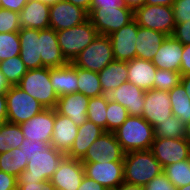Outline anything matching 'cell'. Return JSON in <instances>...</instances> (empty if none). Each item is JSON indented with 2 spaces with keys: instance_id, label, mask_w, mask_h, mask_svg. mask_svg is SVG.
I'll return each instance as SVG.
<instances>
[{
  "instance_id": "obj_28",
  "label": "cell",
  "mask_w": 190,
  "mask_h": 190,
  "mask_svg": "<svg viewBox=\"0 0 190 190\" xmlns=\"http://www.w3.org/2000/svg\"><path fill=\"white\" fill-rule=\"evenodd\" d=\"M104 132L95 123L87 120L78 128V133L74 139L70 151L66 154L69 158L81 159L87 152L90 145Z\"/></svg>"
},
{
  "instance_id": "obj_11",
  "label": "cell",
  "mask_w": 190,
  "mask_h": 190,
  "mask_svg": "<svg viewBox=\"0 0 190 190\" xmlns=\"http://www.w3.org/2000/svg\"><path fill=\"white\" fill-rule=\"evenodd\" d=\"M150 150L163 168L190 159V145L185 138H155Z\"/></svg>"
},
{
  "instance_id": "obj_41",
  "label": "cell",
  "mask_w": 190,
  "mask_h": 190,
  "mask_svg": "<svg viewBox=\"0 0 190 190\" xmlns=\"http://www.w3.org/2000/svg\"><path fill=\"white\" fill-rule=\"evenodd\" d=\"M20 28L19 13L0 8V33L17 32Z\"/></svg>"
},
{
  "instance_id": "obj_43",
  "label": "cell",
  "mask_w": 190,
  "mask_h": 190,
  "mask_svg": "<svg viewBox=\"0 0 190 190\" xmlns=\"http://www.w3.org/2000/svg\"><path fill=\"white\" fill-rule=\"evenodd\" d=\"M17 190H56L50 181L17 179Z\"/></svg>"
},
{
  "instance_id": "obj_49",
  "label": "cell",
  "mask_w": 190,
  "mask_h": 190,
  "mask_svg": "<svg viewBox=\"0 0 190 190\" xmlns=\"http://www.w3.org/2000/svg\"><path fill=\"white\" fill-rule=\"evenodd\" d=\"M99 7H126L123 0H92L90 12Z\"/></svg>"
},
{
  "instance_id": "obj_54",
  "label": "cell",
  "mask_w": 190,
  "mask_h": 190,
  "mask_svg": "<svg viewBox=\"0 0 190 190\" xmlns=\"http://www.w3.org/2000/svg\"><path fill=\"white\" fill-rule=\"evenodd\" d=\"M12 87L10 82L7 80L5 75L0 71V94H6L7 91Z\"/></svg>"
},
{
  "instance_id": "obj_22",
  "label": "cell",
  "mask_w": 190,
  "mask_h": 190,
  "mask_svg": "<svg viewBox=\"0 0 190 190\" xmlns=\"http://www.w3.org/2000/svg\"><path fill=\"white\" fill-rule=\"evenodd\" d=\"M78 128L79 126L69 117L61 115L55 110V123L50 145L66 155L73 145Z\"/></svg>"
},
{
  "instance_id": "obj_27",
  "label": "cell",
  "mask_w": 190,
  "mask_h": 190,
  "mask_svg": "<svg viewBox=\"0 0 190 190\" xmlns=\"http://www.w3.org/2000/svg\"><path fill=\"white\" fill-rule=\"evenodd\" d=\"M50 82L58 97L77 92V67L69 62L62 67L50 68Z\"/></svg>"
},
{
  "instance_id": "obj_55",
  "label": "cell",
  "mask_w": 190,
  "mask_h": 190,
  "mask_svg": "<svg viewBox=\"0 0 190 190\" xmlns=\"http://www.w3.org/2000/svg\"><path fill=\"white\" fill-rule=\"evenodd\" d=\"M66 1L71 2L75 6L85 9L88 12V14L90 13V5L92 0H66Z\"/></svg>"
},
{
  "instance_id": "obj_46",
  "label": "cell",
  "mask_w": 190,
  "mask_h": 190,
  "mask_svg": "<svg viewBox=\"0 0 190 190\" xmlns=\"http://www.w3.org/2000/svg\"><path fill=\"white\" fill-rule=\"evenodd\" d=\"M172 36L183 45L190 44V20L176 23Z\"/></svg>"
},
{
  "instance_id": "obj_36",
  "label": "cell",
  "mask_w": 190,
  "mask_h": 190,
  "mask_svg": "<svg viewBox=\"0 0 190 190\" xmlns=\"http://www.w3.org/2000/svg\"><path fill=\"white\" fill-rule=\"evenodd\" d=\"M0 71L5 75L11 85H17L28 69L20 56L17 55L1 61Z\"/></svg>"
},
{
  "instance_id": "obj_12",
  "label": "cell",
  "mask_w": 190,
  "mask_h": 190,
  "mask_svg": "<svg viewBox=\"0 0 190 190\" xmlns=\"http://www.w3.org/2000/svg\"><path fill=\"white\" fill-rule=\"evenodd\" d=\"M85 176L114 190L124 182L123 161L82 162Z\"/></svg>"
},
{
  "instance_id": "obj_5",
  "label": "cell",
  "mask_w": 190,
  "mask_h": 190,
  "mask_svg": "<svg viewBox=\"0 0 190 190\" xmlns=\"http://www.w3.org/2000/svg\"><path fill=\"white\" fill-rule=\"evenodd\" d=\"M115 60L110 37L97 35L94 40L83 49L71 62L78 68L100 72Z\"/></svg>"
},
{
  "instance_id": "obj_57",
  "label": "cell",
  "mask_w": 190,
  "mask_h": 190,
  "mask_svg": "<svg viewBox=\"0 0 190 190\" xmlns=\"http://www.w3.org/2000/svg\"><path fill=\"white\" fill-rule=\"evenodd\" d=\"M114 190H145V188L143 186L123 182Z\"/></svg>"
},
{
  "instance_id": "obj_50",
  "label": "cell",
  "mask_w": 190,
  "mask_h": 190,
  "mask_svg": "<svg viewBox=\"0 0 190 190\" xmlns=\"http://www.w3.org/2000/svg\"><path fill=\"white\" fill-rule=\"evenodd\" d=\"M28 0H0V8L20 12Z\"/></svg>"
},
{
  "instance_id": "obj_25",
  "label": "cell",
  "mask_w": 190,
  "mask_h": 190,
  "mask_svg": "<svg viewBox=\"0 0 190 190\" xmlns=\"http://www.w3.org/2000/svg\"><path fill=\"white\" fill-rule=\"evenodd\" d=\"M157 67L152 61L134 58L128 62L127 81L144 91L153 89Z\"/></svg>"
},
{
  "instance_id": "obj_48",
  "label": "cell",
  "mask_w": 190,
  "mask_h": 190,
  "mask_svg": "<svg viewBox=\"0 0 190 190\" xmlns=\"http://www.w3.org/2000/svg\"><path fill=\"white\" fill-rule=\"evenodd\" d=\"M180 73L181 75L190 74V44L183 45Z\"/></svg>"
},
{
  "instance_id": "obj_9",
  "label": "cell",
  "mask_w": 190,
  "mask_h": 190,
  "mask_svg": "<svg viewBox=\"0 0 190 190\" xmlns=\"http://www.w3.org/2000/svg\"><path fill=\"white\" fill-rule=\"evenodd\" d=\"M133 19L140 27L163 32L172 36L176 22L173 8L160 5H146L134 11Z\"/></svg>"
},
{
  "instance_id": "obj_29",
  "label": "cell",
  "mask_w": 190,
  "mask_h": 190,
  "mask_svg": "<svg viewBox=\"0 0 190 190\" xmlns=\"http://www.w3.org/2000/svg\"><path fill=\"white\" fill-rule=\"evenodd\" d=\"M104 94L118 88L128 77V62L114 60L98 72Z\"/></svg>"
},
{
  "instance_id": "obj_35",
  "label": "cell",
  "mask_w": 190,
  "mask_h": 190,
  "mask_svg": "<svg viewBox=\"0 0 190 190\" xmlns=\"http://www.w3.org/2000/svg\"><path fill=\"white\" fill-rule=\"evenodd\" d=\"M107 94L91 97L87 107L88 120L106 131Z\"/></svg>"
},
{
  "instance_id": "obj_44",
  "label": "cell",
  "mask_w": 190,
  "mask_h": 190,
  "mask_svg": "<svg viewBox=\"0 0 190 190\" xmlns=\"http://www.w3.org/2000/svg\"><path fill=\"white\" fill-rule=\"evenodd\" d=\"M144 188L145 190H177L164 173L153 178Z\"/></svg>"
},
{
  "instance_id": "obj_40",
  "label": "cell",
  "mask_w": 190,
  "mask_h": 190,
  "mask_svg": "<svg viewBox=\"0 0 190 190\" xmlns=\"http://www.w3.org/2000/svg\"><path fill=\"white\" fill-rule=\"evenodd\" d=\"M181 76L180 72L157 68L153 89L169 92L181 83Z\"/></svg>"
},
{
  "instance_id": "obj_2",
  "label": "cell",
  "mask_w": 190,
  "mask_h": 190,
  "mask_svg": "<svg viewBox=\"0 0 190 190\" xmlns=\"http://www.w3.org/2000/svg\"><path fill=\"white\" fill-rule=\"evenodd\" d=\"M113 133L124 153L148 150L155 139L154 127L142 116H129Z\"/></svg>"
},
{
  "instance_id": "obj_14",
  "label": "cell",
  "mask_w": 190,
  "mask_h": 190,
  "mask_svg": "<svg viewBox=\"0 0 190 190\" xmlns=\"http://www.w3.org/2000/svg\"><path fill=\"white\" fill-rule=\"evenodd\" d=\"M169 93L151 89L146 91L142 117L154 128L172 116Z\"/></svg>"
},
{
  "instance_id": "obj_59",
  "label": "cell",
  "mask_w": 190,
  "mask_h": 190,
  "mask_svg": "<svg viewBox=\"0 0 190 190\" xmlns=\"http://www.w3.org/2000/svg\"><path fill=\"white\" fill-rule=\"evenodd\" d=\"M184 130H185L184 138L187 141V143L190 145V121L184 125Z\"/></svg>"
},
{
  "instance_id": "obj_24",
  "label": "cell",
  "mask_w": 190,
  "mask_h": 190,
  "mask_svg": "<svg viewBox=\"0 0 190 190\" xmlns=\"http://www.w3.org/2000/svg\"><path fill=\"white\" fill-rule=\"evenodd\" d=\"M50 6L39 0H28L19 12L21 28L43 30L49 28Z\"/></svg>"
},
{
  "instance_id": "obj_37",
  "label": "cell",
  "mask_w": 190,
  "mask_h": 190,
  "mask_svg": "<svg viewBox=\"0 0 190 190\" xmlns=\"http://www.w3.org/2000/svg\"><path fill=\"white\" fill-rule=\"evenodd\" d=\"M184 123L174 115L154 128L155 138H184Z\"/></svg>"
},
{
  "instance_id": "obj_53",
  "label": "cell",
  "mask_w": 190,
  "mask_h": 190,
  "mask_svg": "<svg viewBox=\"0 0 190 190\" xmlns=\"http://www.w3.org/2000/svg\"><path fill=\"white\" fill-rule=\"evenodd\" d=\"M123 2L133 12L145 4V0H123Z\"/></svg>"
},
{
  "instance_id": "obj_34",
  "label": "cell",
  "mask_w": 190,
  "mask_h": 190,
  "mask_svg": "<svg viewBox=\"0 0 190 190\" xmlns=\"http://www.w3.org/2000/svg\"><path fill=\"white\" fill-rule=\"evenodd\" d=\"M163 173L176 188L190 184V159L165 166Z\"/></svg>"
},
{
  "instance_id": "obj_56",
  "label": "cell",
  "mask_w": 190,
  "mask_h": 190,
  "mask_svg": "<svg viewBox=\"0 0 190 190\" xmlns=\"http://www.w3.org/2000/svg\"><path fill=\"white\" fill-rule=\"evenodd\" d=\"M175 0H145L146 5H160L172 7Z\"/></svg>"
},
{
  "instance_id": "obj_58",
  "label": "cell",
  "mask_w": 190,
  "mask_h": 190,
  "mask_svg": "<svg viewBox=\"0 0 190 190\" xmlns=\"http://www.w3.org/2000/svg\"><path fill=\"white\" fill-rule=\"evenodd\" d=\"M181 84L184 86L190 99V74L181 76Z\"/></svg>"
},
{
  "instance_id": "obj_51",
  "label": "cell",
  "mask_w": 190,
  "mask_h": 190,
  "mask_svg": "<svg viewBox=\"0 0 190 190\" xmlns=\"http://www.w3.org/2000/svg\"><path fill=\"white\" fill-rule=\"evenodd\" d=\"M77 190H108L103 185L99 184L98 182L94 181L93 179L84 176L81 185Z\"/></svg>"
},
{
  "instance_id": "obj_52",
  "label": "cell",
  "mask_w": 190,
  "mask_h": 190,
  "mask_svg": "<svg viewBox=\"0 0 190 190\" xmlns=\"http://www.w3.org/2000/svg\"><path fill=\"white\" fill-rule=\"evenodd\" d=\"M7 122V106L5 94H0V124Z\"/></svg>"
},
{
  "instance_id": "obj_47",
  "label": "cell",
  "mask_w": 190,
  "mask_h": 190,
  "mask_svg": "<svg viewBox=\"0 0 190 190\" xmlns=\"http://www.w3.org/2000/svg\"><path fill=\"white\" fill-rule=\"evenodd\" d=\"M0 190H17V177L0 171Z\"/></svg>"
},
{
  "instance_id": "obj_15",
  "label": "cell",
  "mask_w": 190,
  "mask_h": 190,
  "mask_svg": "<svg viewBox=\"0 0 190 190\" xmlns=\"http://www.w3.org/2000/svg\"><path fill=\"white\" fill-rule=\"evenodd\" d=\"M139 25L133 19L127 25L110 34L115 60L129 62L136 58V39Z\"/></svg>"
},
{
  "instance_id": "obj_45",
  "label": "cell",
  "mask_w": 190,
  "mask_h": 190,
  "mask_svg": "<svg viewBox=\"0 0 190 190\" xmlns=\"http://www.w3.org/2000/svg\"><path fill=\"white\" fill-rule=\"evenodd\" d=\"M49 145L41 140L38 141H30L28 139H24L22 142L20 148L24 152L25 157L30 159V157L36 153L43 151L45 148H47Z\"/></svg>"
},
{
  "instance_id": "obj_7",
  "label": "cell",
  "mask_w": 190,
  "mask_h": 190,
  "mask_svg": "<svg viewBox=\"0 0 190 190\" xmlns=\"http://www.w3.org/2000/svg\"><path fill=\"white\" fill-rule=\"evenodd\" d=\"M66 155L49 145L28 160L27 168L17 179L49 181Z\"/></svg>"
},
{
  "instance_id": "obj_16",
  "label": "cell",
  "mask_w": 190,
  "mask_h": 190,
  "mask_svg": "<svg viewBox=\"0 0 190 190\" xmlns=\"http://www.w3.org/2000/svg\"><path fill=\"white\" fill-rule=\"evenodd\" d=\"M55 123V109L45 108L31 119L19 124L24 138L44 141L50 145Z\"/></svg>"
},
{
  "instance_id": "obj_31",
  "label": "cell",
  "mask_w": 190,
  "mask_h": 190,
  "mask_svg": "<svg viewBox=\"0 0 190 190\" xmlns=\"http://www.w3.org/2000/svg\"><path fill=\"white\" fill-rule=\"evenodd\" d=\"M172 114L184 124L190 121V99L184 86L180 83L169 92Z\"/></svg>"
},
{
  "instance_id": "obj_26",
  "label": "cell",
  "mask_w": 190,
  "mask_h": 190,
  "mask_svg": "<svg viewBox=\"0 0 190 190\" xmlns=\"http://www.w3.org/2000/svg\"><path fill=\"white\" fill-rule=\"evenodd\" d=\"M167 36L163 32L139 26L135 45L136 58L152 61Z\"/></svg>"
},
{
  "instance_id": "obj_10",
  "label": "cell",
  "mask_w": 190,
  "mask_h": 190,
  "mask_svg": "<svg viewBox=\"0 0 190 190\" xmlns=\"http://www.w3.org/2000/svg\"><path fill=\"white\" fill-rule=\"evenodd\" d=\"M124 151L113 132L104 131L88 148L81 162L123 161Z\"/></svg>"
},
{
  "instance_id": "obj_21",
  "label": "cell",
  "mask_w": 190,
  "mask_h": 190,
  "mask_svg": "<svg viewBox=\"0 0 190 190\" xmlns=\"http://www.w3.org/2000/svg\"><path fill=\"white\" fill-rule=\"evenodd\" d=\"M20 39V58L28 70L42 67L40 56L39 30L31 28H20L18 31Z\"/></svg>"
},
{
  "instance_id": "obj_61",
  "label": "cell",
  "mask_w": 190,
  "mask_h": 190,
  "mask_svg": "<svg viewBox=\"0 0 190 190\" xmlns=\"http://www.w3.org/2000/svg\"><path fill=\"white\" fill-rule=\"evenodd\" d=\"M177 190H190V184L181 186V187L177 188Z\"/></svg>"
},
{
  "instance_id": "obj_13",
  "label": "cell",
  "mask_w": 190,
  "mask_h": 190,
  "mask_svg": "<svg viewBox=\"0 0 190 190\" xmlns=\"http://www.w3.org/2000/svg\"><path fill=\"white\" fill-rule=\"evenodd\" d=\"M88 12L66 0L50 6L49 27L55 31L80 25L88 20Z\"/></svg>"
},
{
  "instance_id": "obj_32",
  "label": "cell",
  "mask_w": 190,
  "mask_h": 190,
  "mask_svg": "<svg viewBox=\"0 0 190 190\" xmlns=\"http://www.w3.org/2000/svg\"><path fill=\"white\" fill-rule=\"evenodd\" d=\"M77 92L88 97H98L104 95L98 72L77 67Z\"/></svg>"
},
{
  "instance_id": "obj_17",
  "label": "cell",
  "mask_w": 190,
  "mask_h": 190,
  "mask_svg": "<svg viewBox=\"0 0 190 190\" xmlns=\"http://www.w3.org/2000/svg\"><path fill=\"white\" fill-rule=\"evenodd\" d=\"M85 176L80 159L65 156L49 180L56 190H77Z\"/></svg>"
},
{
  "instance_id": "obj_4",
  "label": "cell",
  "mask_w": 190,
  "mask_h": 190,
  "mask_svg": "<svg viewBox=\"0 0 190 190\" xmlns=\"http://www.w3.org/2000/svg\"><path fill=\"white\" fill-rule=\"evenodd\" d=\"M56 35L63 56L68 62H72L94 40L98 33L88 19L80 25L56 31Z\"/></svg>"
},
{
  "instance_id": "obj_20",
  "label": "cell",
  "mask_w": 190,
  "mask_h": 190,
  "mask_svg": "<svg viewBox=\"0 0 190 190\" xmlns=\"http://www.w3.org/2000/svg\"><path fill=\"white\" fill-rule=\"evenodd\" d=\"M39 39L42 67H62L69 63L61 52L56 31L53 28L39 30Z\"/></svg>"
},
{
  "instance_id": "obj_39",
  "label": "cell",
  "mask_w": 190,
  "mask_h": 190,
  "mask_svg": "<svg viewBox=\"0 0 190 190\" xmlns=\"http://www.w3.org/2000/svg\"><path fill=\"white\" fill-rule=\"evenodd\" d=\"M19 33H0V62L10 57L20 55Z\"/></svg>"
},
{
  "instance_id": "obj_38",
  "label": "cell",
  "mask_w": 190,
  "mask_h": 190,
  "mask_svg": "<svg viewBox=\"0 0 190 190\" xmlns=\"http://www.w3.org/2000/svg\"><path fill=\"white\" fill-rule=\"evenodd\" d=\"M129 117L127 109L121 104L108 99L106 110V131H116Z\"/></svg>"
},
{
  "instance_id": "obj_18",
  "label": "cell",
  "mask_w": 190,
  "mask_h": 190,
  "mask_svg": "<svg viewBox=\"0 0 190 190\" xmlns=\"http://www.w3.org/2000/svg\"><path fill=\"white\" fill-rule=\"evenodd\" d=\"M146 91L130 82H123L107 94L109 100L121 104L129 116H142Z\"/></svg>"
},
{
  "instance_id": "obj_30",
  "label": "cell",
  "mask_w": 190,
  "mask_h": 190,
  "mask_svg": "<svg viewBox=\"0 0 190 190\" xmlns=\"http://www.w3.org/2000/svg\"><path fill=\"white\" fill-rule=\"evenodd\" d=\"M28 158L25 157L21 148L10 149L0 153V171L18 177L26 170Z\"/></svg>"
},
{
  "instance_id": "obj_3",
  "label": "cell",
  "mask_w": 190,
  "mask_h": 190,
  "mask_svg": "<svg viewBox=\"0 0 190 190\" xmlns=\"http://www.w3.org/2000/svg\"><path fill=\"white\" fill-rule=\"evenodd\" d=\"M17 86L39 101L45 108H56L59 97L50 82V68L41 67L28 70Z\"/></svg>"
},
{
  "instance_id": "obj_23",
  "label": "cell",
  "mask_w": 190,
  "mask_h": 190,
  "mask_svg": "<svg viewBox=\"0 0 190 190\" xmlns=\"http://www.w3.org/2000/svg\"><path fill=\"white\" fill-rule=\"evenodd\" d=\"M183 44L173 36H167L153 57V64L158 69L180 72Z\"/></svg>"
},
{
  "instance_id": "obj_33",
  "label": "cell",
  "mask_w": 190,
  "mask_h": 190,
  "mask_svg": "<svg viewBox=\"0 0 190 190\" xmlns=\"http://www.w3.org/2000/svg\"><path fill=\"white\" fill-rule=\"evenodd\" d=\"M24 139V134L19 124L9 122L0 124V153L20 148Z\"/></svg>"
},
{
  "instance_id": "obj_19",
  "label": "cell",
  "mask_w": 190,
  "mask_h": 190,
  "mask_svg": "<svg viewBox=\"0 0 190 190\" xmlns=\"http://www.w3.org/2000/svg\"><path fill=\"white\" fill-rule=\"evenodd\" d=\"M90 97L75 92L58 98L55 110L64 116L69 117L77 126H81L88 120L87 107Z\"/></svg>"
},
{
  "instance_id": "obj_60",
  "label": "cell",
  "mask_w": 190,
  "mask_h": 190,
  "mask_svg": "<svg viewBox=\"0 0 190 190\" xmlns=\"http://www.w3.org/2000/svg\"><path fill=\"white\" fill-rule=\"evenodd\" d=\"M39 1H41L44 4L51 6V5H54V4H56L60 1H63V0H39Z\"/></svg>"
},
{
  "instance_id": "obj_8",
  "label": "cell",
  "mask_w": 190,
  "mask_h": 190,
  "mask_svg": "<svg viewBox=\"0 0 190 190\" xmlns=\"http://www.w3.org/2000/svg\"><path fill=\"white\" fill-rule=\"evenodd\" d=\"M88 15L98 35L109 36L132 21L134 12L128 7H99Z\"/></svg>"
},
{
  "instance_id": "obj_1",
  "label": "cell",
  "mask_w": 190,
  "mask_h": 190,
  "mask_svg": "<svg viewBox=\"0 0 190 190\" xmlns=\"http://www.w3.org/2000/svg\"><path fill=\"white\" fill-rule=\"evenodd\" d=\"M123 173L124 182L144 187L163 173V167L150 149L132 151L124 154Z\"/></svg>"
},
{
  "instance_id": "obj_6",
  "label": "cell",
  "mask_w": 190,
  "mask_h": 190,
  "mask_svg": "<svg viewBox=\"0 0 190 190\" xmlns=\"http://www.w3.org/2000/svg\"><path fill=\"white\" fill-rule=\"evenodd\" d=\"M7 106V122L21 124L40 113L45 107L19 88L17 85L12 87L5 94Z\"/></svg>"
},
{
  "instance_id": "obj_42",
  "label": "cell",
  "mask_w": 190,
  "mask_h": 190,
  "mask_svg": "<svg viewBox=\"0 0 190 190\" xmlns=\"http://www.w3.org/2000/svg\"><path fill=\"white\" fill-rule=\"evenodd\" d=\"M172 8L176 23L190 20V0H175Z\"/></svg>"
}]
</instances>
